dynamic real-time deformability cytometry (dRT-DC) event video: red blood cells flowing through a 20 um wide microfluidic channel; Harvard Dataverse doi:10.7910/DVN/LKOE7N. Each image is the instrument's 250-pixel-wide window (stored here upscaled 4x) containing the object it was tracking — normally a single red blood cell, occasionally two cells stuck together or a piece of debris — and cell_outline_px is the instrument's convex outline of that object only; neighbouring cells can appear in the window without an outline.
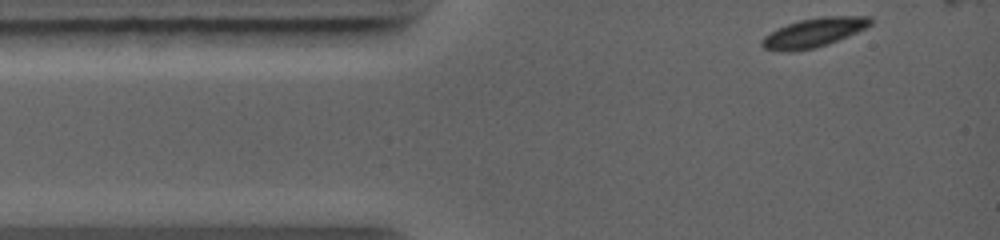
{"species": "common noctule bat (a hibernating species)", "species_latin": "Nyctalus noctula", "temperature_condition": "warm", "stored_images_in_passage": 13, "camera_frame_rate_fps": 5000, "um_per_image_px": 0.085, "animal": {"sex": "female", "body_mass_g": 19.0, "forearm_length_mm": 56.7}, "frame": {"image": 1, "passage_image": 1, "time_ms": 0.0, "image_size_px": [1000, 240], "cell_outline_px": [[872, 24], [848, 36], [828, 44], [812, 48], [792, 52], [788, 52], [764, 48], [760, 44], [760, 40], [764, 36], [776, 28], [800, 20], [824, 16], [872, 16]], "centroid_in_image_um": [69.15, 2.77], "position_along_channel_um": 15.8, "area_um2": 18.32}}
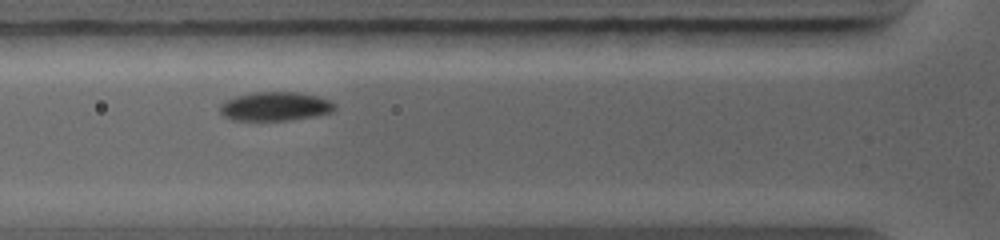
{"frame": {"image": 2, "passage_image": 6, "time_ms": 2.8, "image_size_px": [1000, 240], "cell_outline_px": [[336, 108], [332, 112], [312, 116], [288, 120], [232, 120], [224, 116], [220, 112], [220, 104], [236, 96], [256, 92], [296, 92], [316, 96], [328, 100], [336, 104]], "centroid_in_image_um": [23.39, 9.04], "position_along_channel_um": 102.4, "area_um2": 19.07}}
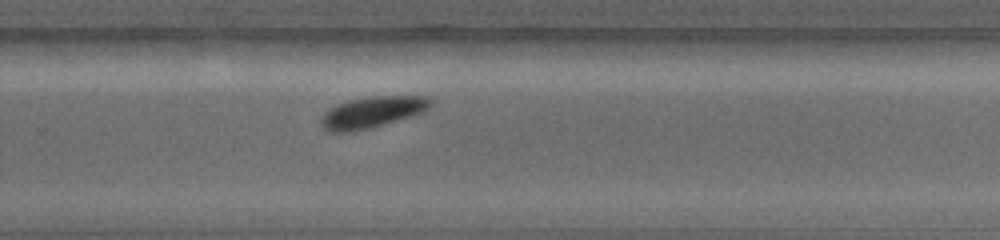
{"frame": {"image": 3, "passage_image": 13, "time_ms": 7.0, "image_size_px": [1000, 240], "cell_outline_px": [[432, 104], [428, 108], [412, 116], [368, 128], [352, 132], [332, 132], [324, 128], [320, 124], [320, 120], [324, 112], [348, 100], [368, 96], [428, 96], [432, 100]], "centroid_in_image_um": [31.63, 9.53], "position_along_channel_um": 298.2, "area_um2": 19.71}}